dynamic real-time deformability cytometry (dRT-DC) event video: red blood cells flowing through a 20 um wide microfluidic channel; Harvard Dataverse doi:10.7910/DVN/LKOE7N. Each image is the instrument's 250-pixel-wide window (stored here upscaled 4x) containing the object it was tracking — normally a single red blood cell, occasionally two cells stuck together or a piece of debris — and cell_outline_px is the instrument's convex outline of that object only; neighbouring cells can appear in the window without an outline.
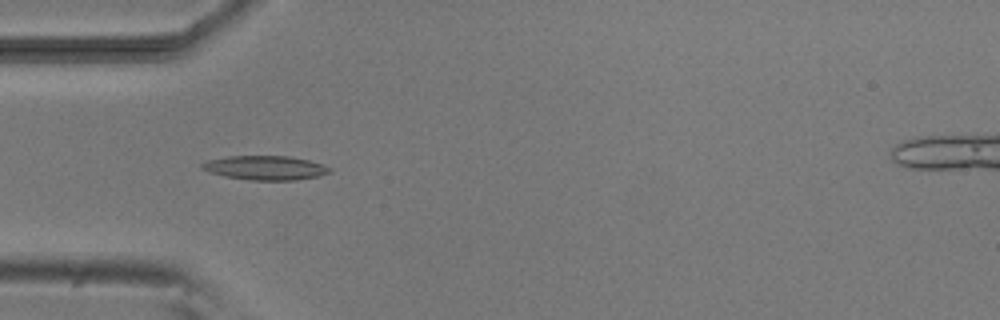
{"species": "common noctule bat (a hibernating species)", "species_latin": "Nyctalus noctula", "temperature_condition": "room temperature", "stored_images_in_passage": 5, "camera_frame_rate_fps": 3000, "um_per_image_px": 0.085, "animal": {"sex": "male", "body_mass_g": 20.5, "forearm_length_mm": 52.5}, "frame": {"image": 1, "passage_image": 4, "time_ms": 4.333, "image_size_px": [1000, 320], "cell_outline_px": [[332, 172], [316, 176], [292, 180], [252, 180], [224, 176], [208, 172], [200, 168], [200, 164], [208, 160], [228, 156], [288, 156], [308, 160], [332, 168]], "centroid_in_image_um": [22.5, 14.26], "position_along_channel_um": 62.5, "area_um2": 17.86}}
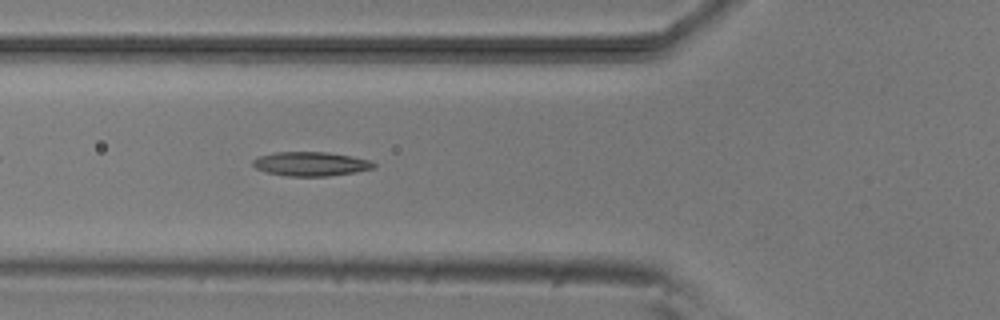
{"frame": {"image": 2, "passage_image": 5, "time_ms": 5.333, "image_size_px": [1000, 320], "cell_outline_px": [[376, 168], [356, 172], [328, 176], [288, 176], [268, 172], [256, 168], [252, 164], [252, 160], [260, 156], [276, 152], [328, 152], [352, 156], [368, 160], [376, 164]], "centroid_in_image_um": [26.45, 13.93], "position_along_channel_um": 99.4, "area_um2": 16.94}}